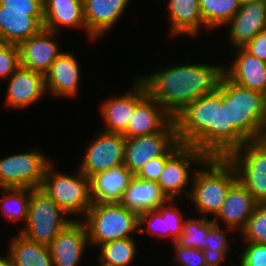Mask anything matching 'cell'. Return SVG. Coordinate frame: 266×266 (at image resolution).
Segmentation results:
<instances>
[{
	"mask_svg": "<svg viewBox=\"0 0 266 266\" xmlns=\"http://www.w3.org/2000/svg\"><path fill=\"white\" fill-rule=\"evenodd\" d=\"M173 119L178 142L193 146L208 157H226L247 142L234 127H227L222 75L213 93L191 102Z\"/></svg>",
	"mask_w": 266,
	"mask_h": 266,
	"instance_id": "cell-1",
	"label": "cell"
},
{
	"mask_svg": "<svg viewBox=\"0 0 266 266\" xmlns=\"http://www.w3.org/2000/svg\"><path fill=\"white\" fill-rule=\"evenodd\" d=\"M222 74V64L186 63L138 79L145 85L147 94L174 118L191 102L213 93Z\"/></svg>",
	"mask_w": 266,
	"mask_h": 266,
	"instance_id": "cell-2",
	"label": "cell"
},
{
	"mask_svg": "<svg viewBox=\"0 0 266 266\" xmlns=\"http://www.w3.org/2000/svg\"><path fill=\"white\" fill-rule=\"evenodd\" d=\"M222 102L227 106V127L247 141L266 138L263 93L244 88L222 74Z\"/></svg>",
	"mask_w": 266,
	"mask_h": 266,
	"instance_id": "cell-3",
	"label": "cell"
},
{
	"mask_svg": "<svg viewBox=\"0 0 266 266\" xmlns=\"http://www.w3.org/2000/svg\"><path fill=\"white\" fill-rule=\"evenodd\" d=\"M192 180L188 198L195 204L199 214L204 217L212 214L215 217L230 187L237 181V175L226 157H208L200 165V170L197 169Z\"/></svg>",
	"mask_w": 266,
	"mask_h": 266,
	"instance_id": "cell-4",
	"label": "cell"
},
{
	"mask_svg": "<svg viewBox=\"0 0 266 266\" xmlns=\"http://www.w3.org/2000/svg\"><path fill=\"white\" fill-rule=\"evenodd\" d=\"M84 217L82 222L92 246L132 238L133 232H139V216L119 202H93Z\"/></svg>",
	"mask_w": 266,
	"mask_h": 266,
	"instance_id": "cell-5",
	"label": "cell"
},
{
	"mask_svg": "<svg viewBox=\"0 0 266 266\" xmlns=\"http://www.w3.org/2000/svg\"><path fill=\"white\" fill-rule=\"evenodd\" d=\"M51 162L45 171L41 189L67 214L85 216L91 205L90 179L79 169L74 175L56 172ZM56 172V173H55Z\"/></svg>",
	"mask_w": 266,
	"mask_h": 266,
	"instance_id": "cell-6",
	"label": "cell"
},
{
	"mask_svg": "<svg viewBox=\"0 0 266 266\" xmlns=\"http://www.w3.org/2000/svg\"><path fill=\"white\" fill-rule=\"evenodd\" d=\"M41 188H31L28 217L20 234L26 239L49 246L59 232L73 220Z\"/></svg>",
	"mask_w": 266,
	"mask_h": 266,
	"instance_id": "cell-7",
	"label": "cell"
},
{
	"mask_svg": "<svg viewBox=\"0 0 266 266\" xmlns=\"http://www.w3.org/2000/svg\"><path fill=\"white\" fill-rule=\"evenodd\" d=\"M237 180L258 203H266V138L247 141L228 154Z\"/></svg>",
	"mask_w": 266,
	"mask_h": 266,
	"instance_id": "cell-8",
	"label": "cell"
},
{
	"mask_svg": "<svg viewBox=\"0 0 266 266\" xmlns=\"http://www.w3.org/2000/svg\"><path fill=\"white\" fill-rule=\"evenodd\" d=\"M207 158L204 152L182 144L165 156V166L157 183L169 200H176L183 192L189 196L190 192H186V187L190 181H193L191 178L197 171L191 166L192 164L200 166Z\"/></svg>",
	"mask_w": 266,
	"mask_h": 266,
	"instance_id": "cell-9",
	"label": "cell"
},
{
	"mask_svg": "<svg viewBox=\"0 0 266 266\" xmlns=\"http://www.w3.org/2000/svg\"><path fill=\"white\" fill-rule=\"evenodd\" d=\"M50 163L37 149L0 159V188H40Z\"/></svg>",
	"mask_w": 266,
	"mask_h": 266,
	"instance_id": "cell-10",
	"label": "cell"
},
{
	"mask_svg": "<svg viewBox=\"0 0 266 266\" xmlns=\"http://www.w3.org/2000/svg\"><path fill=\"white\" fill-rule=\"evenodd\" d=\"M179 144L173 119L161 132L126 138L123 165L135 175L149 160L167 156Z\"/></svg>",
	"mask_w": 266,
	"mask_h": 266,
	"instance_id": "cell-11",
	"label": "cell"
},
{
	"mask_svg": "<svg viewBox=\"0 0 266 266\" xmlns=\"http://www.w3.org/2000/svg\"><path fill=\"white\" fill-rule=\"evenodd\" d=\"M125 142L122 134L102 130L86 146L79 170L90 179L115 166H124Z\"/></svg>",
	"mask_w": 266,
	"mask_h": 266,
	"instance_id": "cell-12",
	"label": "cell"
},
{
	"mask_svg": "<svg viewBox=\"0 0 266 266\" xmlns=\"http://www.w3.org/2000/svg\"><path fill=\"white\" fill-rule=\"evenodd\" d=\"M136 79L130 92L112 96L100 106L106 126L103 131L122 134L126 130L136 106L148 95L145 85Z\"/></svg>",
	"mask_w": 266,
	"mask_h": 266,
	"instance_id": "cell-13",
	"label": "cell"
},
{
	"mask_svg": "<svg viewBox=\"0 0 266 266\" xmlns=\"http://www.w3.org/2000/svg\"><path fill=\"white\" fill-rule=\"evenodd\" d=\"M56 32L42 28L37 34L21 42L19 47L20 65L43 75L55 59L63 52L55 40Z\"/></svg>",
	"mask_w": 266,
	"mask_h": 266,
	"instance_id": "cell-14",
	"label": "cell"
},
{
	"mask_svg": "<svg viewBox=\"0 0 266 266\" xmlns=\"http://www.w3.org/2000/svg\"><path fill=\"white\" fill-rule=\"evenodd\" d=\"M88 244L84 223L73 219L49 245L53 266H77Z\"/></svg>",
	"mask_w": 266,
	"mask_h": 266,
	"instance_id": "cell-15",
	"label": "cell"
},
{
	"mask_svg": "<svg viewBox=\"0 0 266 266\" xmlns=\"http://www.w3.org/2000/svg\"><path fill=\"white\" fill-rule=\"evenodd\" d=\"M5 105L13 109H24L45 96L44 75L21 65L8 78Z\"/></svg>",
	"mask_w": 266,
	"mask_h": 266,
	"instance_id": "cell-16",
	"label": "cell"
},
{
	"mask_svg": "<svg viewBox=\"0 0 266 266\" xmlns=\"http://www.w3.org/2000/svg\"><path fill=\"white\" fill-rule=\"evenodd\" d=\"M258 204L252 194L237 180L230 187L221 209L212 218L213 222L219 225L221 220L228 231L240 232Z\"/></svg>",
	"mask_w": 266,
	"mask_h": 266,
	"instance_id": "cell-17",
	"label": "cell"
},
{
	"mask_svg": "<svg viewBox=\"0 0 266 266\" xmlns=\"http://www.w3.org/2000/svg\"><path fill=\"white\" fill-rule=\"evenodd\" d=\"M130 0H83L86 32L91 41L102 37L122 17Z\"/></svg>",
	"mask_w": 266,
	"mask_h": 266,
	"instance_id": "cell-18",
	"label": "cell"
},
{
	"mask_svg": "<svg viewBox=\"0 0 266 266\" xmlns=\"http://www.w3.org/2000/svg\"><path fill=\"white\" fill-rule=\"evenodd\" d=\"M70 52H62L45 73L46 92L53 93L56 97H74L79 92L80 63Z\"/></svg>",
	"mask_w": 266,
	"mask_h": 266,
	"instance_id": "cell-19",
	"label": "cell"
},
{
	"mask_svg": "<svg viewBox=\"0 0 266 266\" xmlns=\"http://www.w3.org/2000/svg\"><path fill=\"white\" fill-rule=\"evenodd\" d=\"M43 11L3 10L0 5V43L19 45L43 28Z\"/></svg>",
	"mask_w": 266,
	"mask_h": 266,
	"instance_id": "cell-20",
	"label": "cell"
},
{
	"mask_svg": "<svg viewBox=\"0 0 266 266\" xmlns=\"http://www.w3.org/2000/svg\"><path fill=\"white\" fill-rule=\"evenodd\" d=\"M235 50L237 57L231 66L223 65V74L244 88L263 93L266 89V62L253 56L244 47Z\"/></svg>",
	"mask_w": 266,
	"mask_h": 266,
	"instance_id": "cell-21",
	"label": "cell"
},
{
	"mask_svg": "<svg viewBox=\"0 0 266 266\" xmlns=\"http://www.w3.org/2000/svg\"><path fill=\"white\" fill-rule=\"evenodd\" d=\"M228 24L232 48L244 47L259 32L266 29V0L240 6Z\"/></svg>",
	"mask_w": 266,
	"mask_h": 266,
	"instance_id": "cell-22",
	"label": "cell"
},
{
	"mask_svg": "<svg viewBox=\"0 0 266 266\" xmlns=\"http://www.w3.org/2000/svg\"><path fill=\"white\" fill-rule=\"evenodd\" d=\"M173 117L153 98L147 95L135 108L133 116L122 133L125 138L161 132Z\"/></svg>",
	"mask_w": 266,
	"mask_h": 266,
	"instance_id": "cell-23",
	"label": "cell"
},
{
	"mask_svg": "<svg viewBox=\"0 0 266 266\" xmlns=\"http://www.w3.org/2000/svg\"><path fill=\"white\" fill-rule=\"evenodd\" d=\"M176 200H169L165 204L160 205L157 209L148 210L139 215L138 233L144 231L153 234L159 238L169 237L175 240L182 233L185 219L178 207L173 205ZM169 203V204H168ZM148 225L147 228H143Z\"/></svg>",
	"mask_w": 266,
	"mask_h": 266,
	"instance_id": "cell-24",
	"label": "cell"
},
{
	"mask_svg": "<svg viewBox=\"0 0 266 266\" xmlns=\"http://www.w3.org/2000/svg\"><path fill=\"white\" fill-rule=\"evenodd\" d=\"M43 28L59 33L61 27L84 28L83 0H43Z\"/></svg>",
	"mask_w": 266,
	"mask_h": 266,
	"instance_id": "cell-25",
	"label": "cell"
},
{
	"mask_svg": "<svg viewBox=\"0 0 266 266\" xmlns=\"http://www.w3.org/2000/svg\"><path fill=\"white\" fill-rule=\"evenodd\" d=\"M169 199L157 182L133 177L119 202L138 216L148 210L157 209Z\"/></svg>",
	"mask_w": 266,
	"mask_h": 266,
	"instance_id": "cell-26",
	"label": "cell"
},
{
	"mask_svg": "<svg viewBox=\"0 0 266 266\" xmlns=\"http://www.w3.org/2000/svg\"><path fill=\"white\" fill-rule=\"evenodd\" d=\"M134 175L125 166H115L90 178L91 198L97 202H120Z\"/></svg>",
	"mask_w": 266,
	"mask_h": 266,
	"instance_id": "cell-27",
	"label": "cell"
},
{
	"mask_svg": "<svg viewBox=\"0 0 266 266\" xmlns=\"http://www.w3.org/2000/svg\"><path fill=\"white\" fill-rule=\"evenodd\" d=\"M167 8L170 20L169 33L173 37L183 34L192 37L205 28L199 0H169Z\"/></svg>",
	"mask_w": 266,
	"mask_h": 266,
	"instance_id": "cell-28",
	"label": "cell"
},
{
	"mask_svg": "<svg viewBox=\"0 0 266 266\" xmlns=\"http://www.w3.org/2000/svg\"><path fill=\"white\" fill-rule=\"evenodd\" d=\"M9 246L11 266H53L49 246L30 241L20 233Z\"/></svg>",
	"mask_w": 266,
	"mask_h": 266,
	"instance_id": "cell-29",
	"label": "cell"
},
{
	"mask_svg": "<svg viewBox=\"0 0 266 266\" xmlns=\"http://www.w3.org/2000/svg\"><path fill=\"white\" fill-rule=\"evenodd\" d=\"M205 29H217L227 25L240 9L238 0H199Z\"/></svg>",
	"mask_w": 266,
	"mask_h": 266,
	"instance_id": "cell-30",
	"label": "cell"
},
{
	"mask_svg": "<svg viewBox=\"0 0 266 266\" xmlns=\"http://www.w3.org/2000/svg\"><path fill=\"white\" fill-rule=\"evenodd\" d=\"M99 247V262L104 266H130L138 251L134 237L109 241Z\"/></svg>",
	"mask_w": 266,
	"mask_h": 266,
	"instance_id": "cell-31",
	"label": "cell"
},
{
	"mask_svg": "<svg viewBox=\"0 0 266 266\" xmlns=\"http://www.w3.org/2000/svg\"><path fill=\"white\" fill-rule=\"evenodd\" d=\"M3 192L1 213L7 219L14 221H27L31 188H1Z\"/></svg>",
	"mask_w": 266,
	"mask_h": 266,
	"instance_id": "cell-32",
	"label": "cell"
},
{
	"mask_svg": "<svg viewBox=\"0 0 266 266\" xmlns=\"http://www.w3.org/2000/svg\"><path fill=\"white\" fill-rule=\"evenodd\" d=\"M215 225L213 219L202 216V218L185 219L182 233L175 240L180 247L198 248L206 250V236L209 230Z\"/></svg>",
	"mask_w": 266,
	"mask_h": 266,
	"instance_id": "cell-33",
	"label": "cell"
},
{
	"mask_svg": "<svg viewBox=\"0 0 266 266\" xmlns=\"http://www.w3.org/2000/svg\"><path fill=\"white\" fill-rule=\"evenodd\" d=\"M243 242L266 244V203H259L240 231Z\"/></svg>",
	"mask_w": 266,
	"mask_h": 266,
	"instance_id": "cell-34",
	"label": "cell"
},
{
	"mask_svg": "<svg viewBox=\"0 0 266 266\" xmlns=\"http://www.w3.org/2000/svg\"><path fill=\"white\" fill-rule=\"evenodd\" d=\"M219 225H214L206 236L205 255L212 261L215 266H223L222 261L226 259L227 251L231 248L227 241V234L220 228ZM225 266V265H224Z\"/></svg>",
	"mask_w": 266,
	"mask_h": 266,
	"instance_id": "cell-35",
	"label": "cell"
},
{
	"mask_svg": "<svg viewBox=\"0 0 266 266\" xmlns=\"http://www.w3.org/2000/svg\"><path fill=\"white\" fill-rule=\"evenodd\" d=\"M174 247V266H215L205 255L204 251L198 248L180 247L172 243Z\"/></svg>",
	"mask_w": 266,
	"mask_h": 266,
	"instance_id": "cell-36",
	"label": "cell"
},
{
	"mask_svg": "<svg viewBox=\"0 0 266 266\" xmlns=\"http://www.w3.org/2000/svg\"><path fill=\"white\" fill-rule=\"evenodd\" d=\"M19 66L18 45L0 43V78L8 79Z\"/></svg>",
	"mask_w": 266,
	"mask_h": 266,
	"instance_id": "cell-37",
	"label": "cell"
},
{
	"mask_svg": "<svg viewBox=\"0 0 266 266\" xmlns=\"http://www.w3.org/2000/svg\"><path fill=\"white\" fill-rule=\"evenodd\" d=\"M239 266H266V244L245 242Z\"/></svg>",
	"mask_w": 266,
	"mask_h": 266,
	"instance_id": "cell-38",
	"label": "cell"
},
{
	"mask_svg": "<svg viewBox=\"0 0 266 266\" xmlns=\"http://www.w3.org/2000/svg\"><path fill=\"white\" fill-rule=\"evenodd\" d=\"M165 166V156L149 160L134 176L157 182Z\"/></svg>",
	"mask_w": 266,
	"mask_h": 266,
	"instance_id": "cell-39",
	"label": "cell"
},
{
	"mask_svg": "<svg viewBox=\"0 0 266 266\" xmlns=\"http://www.w3.org/2000/svg\"><path fill=\"white\" fill-rule=\"evenodd\" d=\"M3 10L43 11V0H0Z\"/></svg>",
	"mask_w": 266,
	"mask_h": 266,
	"instance_id": "cell-40",
	"label": "cell"
},
{
	"mask_svg": "<svg viewBox=\"0 0 266 266\" xmlns=\"http://www.w3.org/2000/svg\"><path fill=\"white\" fill-rule=\"evenodd\" d=\"M244 48L253 56L266 62V29L259 32Z\"/></svg>",
	"mask_w": 266,
	"mask_h": 266,
	"instance_id": "cell-41",
	"label": "cell"
},
{
	"mask_svg": "<svg viewBox=\"0 0 266 266\" xmlns=\"http://www.w3.org/2000/svg\"><path fill=\"white\" fill-rule=\"evenodd\" d=\"M0 266H11L9 255L0 256Z\"/></svg>",
	"mask_w": 266,
	"mask_h": 266,
	"instance_id": "cell-42",
	"label": "cell"
},
{
	"mask_svg": "<svg viewBox=\"0 0 266 266\" xmlns=\"http://www.w3.org/2000/svg\"><path fill=\"white\" fill-rule=\"evenodd\" d=\"M257 1H260V0H238V3L240 4V6H243L245 4H249V3H253Z\"/></svg>",
	"mask_w": 266,
	"mask_h": 266,
	"instance_id": "cell-43",
	"label": "cell"
},
{
	"mask_svg": "<svg viewBox=\"0 0 266 266\" xmlns=\"http://www.w3.org/2000/svg\"><path fill=\"white\" fill-rule=\"evenodd\" d=\"M264 106L266 111V89L263 91Z\"/></svg>",
	"mask_w": 266,
	"mask_h": 266,
	"instance_id": "cell-44",
	"label": "cell"
}]
</instances>
